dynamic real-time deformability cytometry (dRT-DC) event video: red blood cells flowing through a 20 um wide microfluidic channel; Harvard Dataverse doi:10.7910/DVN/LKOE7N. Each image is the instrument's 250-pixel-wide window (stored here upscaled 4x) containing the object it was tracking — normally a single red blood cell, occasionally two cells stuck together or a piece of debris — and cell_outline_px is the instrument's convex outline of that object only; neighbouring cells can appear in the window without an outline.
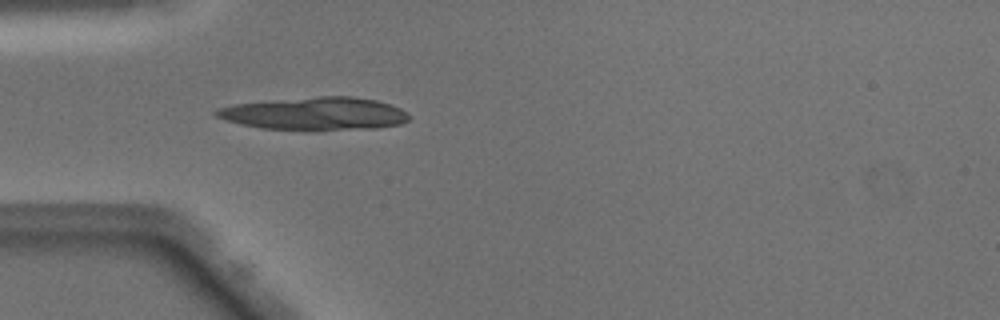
{"species": "Egyptian fruit bat (a non-hibernating species)", "species_latin": "Rousettus aegyptiacus", "temperature_condition": "warm", "stored_images_in_passage": 38, "camera_frame_rate_fps": 3000, "um_per_image_px": 0.085, "animal": {"sex": "male"}, "frame": {"image": 1, "passage_image": 4, "time_ms": 1.0, "image_size_px": [1000, 320], "cell_outline_px": [[408, 120], [400, 124], [376, 128], [260, 128], [240, 124], [216, 116], [212, 112], [216, 108], [236, 104], [272, 100], [316, 96], [352, 96], [376, 100], [400, 108], [408, 112]], "centroid_in_image_um": [26.76, 9.62], "position_along_channel_um": 58.2, "area_um2": 35.95}}